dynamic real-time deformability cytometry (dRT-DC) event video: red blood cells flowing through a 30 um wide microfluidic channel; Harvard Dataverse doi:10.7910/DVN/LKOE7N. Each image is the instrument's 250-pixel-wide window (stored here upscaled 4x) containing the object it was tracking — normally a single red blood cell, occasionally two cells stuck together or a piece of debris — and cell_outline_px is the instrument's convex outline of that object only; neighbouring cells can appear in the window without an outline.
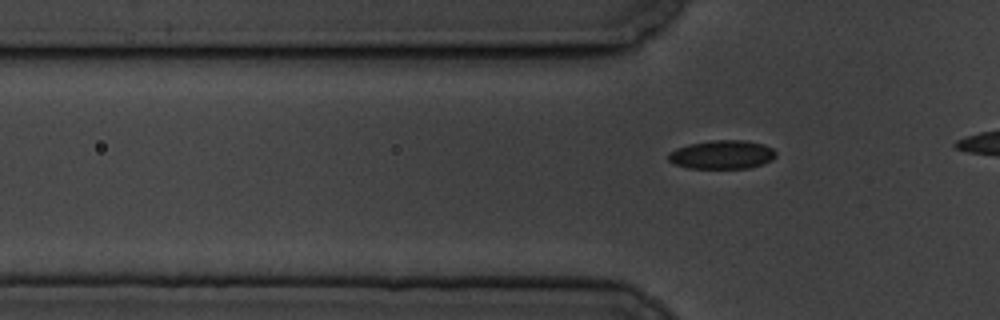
{"species": "common noctule bat (a hibernating species)", "species_latin": "Nyctalus noctula", "temperature_condition": "cold", "stored_images_in_passage": 6, "segment_of_instrument_passage": [2, 2], "camera_frame_rate_fps": 3000, "um_per_image_px": 0.085, "animal": {"sex": "male", "body_mass_g": 19.5, "forearm_length_mm": 54.6}, "frame": {"image": 1, "passage_image": 6, "time_ms": 6.667, "image_size_px": [1000, 320], "cell_outline_px": [[776, 156], [772, 160], [764, 164], [748, 168], [688, 168], [676, 164], [668, 160], [668, 152], [676, 148], [688, 144], [712, 140], [744, 140], [764, 144], [772, 148], [776, 152]], "centroid_in_image_um": [61.38, 13.14], "position_along_channel_um": 64.4, "area_um2": 18.09}}